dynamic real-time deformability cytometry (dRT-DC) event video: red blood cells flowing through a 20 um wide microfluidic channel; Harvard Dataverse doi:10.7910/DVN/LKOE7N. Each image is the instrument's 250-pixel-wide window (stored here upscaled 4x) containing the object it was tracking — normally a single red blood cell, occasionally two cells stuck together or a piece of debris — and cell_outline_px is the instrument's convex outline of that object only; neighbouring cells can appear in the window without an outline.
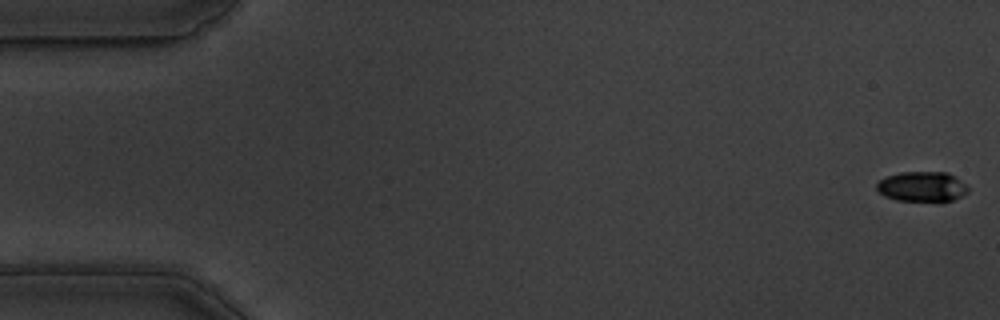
{"species": "common noctule bat (a hibernating species)", "species_latin": "Nyctalus noctula", "temperature_condition": "warm", "stored_images_in_passage": 57, "camera_frame_rate_fps": 3000, "um_per_image_px": 0.085, "animal": {"sex": "male", "body_mass_g": 19.5, "forearm_length_mm": 54.6}, "frame": {"image": 1, "passage_image": 1, "time_ms": 0.0, "image_size_px": [1000, 320], "cell_outline_px": [[968, 192], [952, 200], [940, 204], [896, 200], [884, 196], [876, 188], [876, 184], [880, 180], [888, 176], [900, 172], [948, 172], [956, 176], [968, 188]], "centroid_in_image_um": [78.39, 15.9], "position_along_channel_um": 6.6, "area_um2": 16.53}}
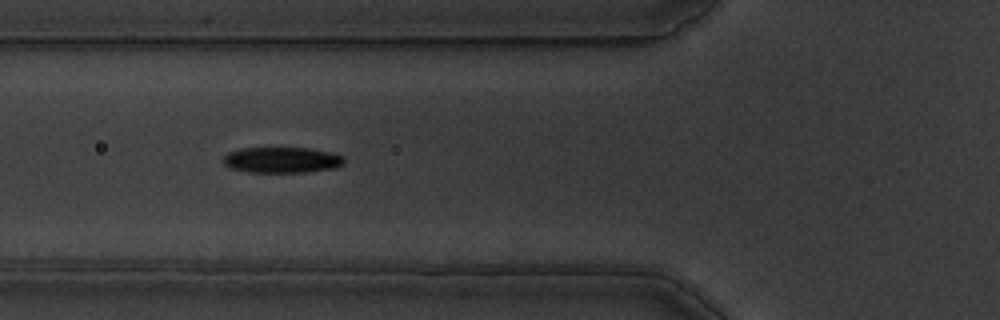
{"frame": {"image": 2, "passage_image": 21, "time_ms": 6.667, "image_size_px": [1000, 320], "cell_outline_px": [[344, 164], [336, 168], [304, 172], [248, 172], [228, 168], [224, 164], [224, 156], [228, 152], [240, 148], [308, 148], [332, 152], [344, 156]], "centroid_in_image_um": [23.97, 13.6], "position_along_channel_um": 101.8, "area_um2": 18.32}}
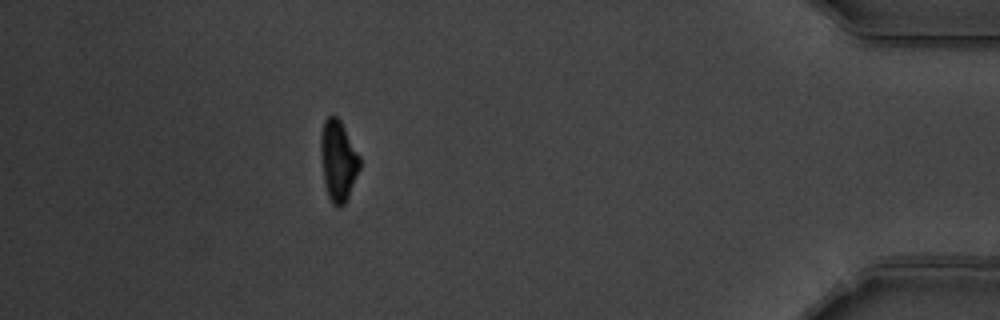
{"frame": {"image": 3, "passage_image": 51, "time_ms": 16.667, "image_size_px": [1000, 320], "cell_outline_px": [[360, 168], [348, 196], [344, 204], [340, 208], [332, 204], [328, 196], [324, 184], [320, 156], [320, 136], [324, 120], [328, 116], [336, 116], [340, 120], [360, 156]], "centroid_in_image_um": [28.72, 13.66], "position_along_channel_um": 406.5, "area_um2": 18.44}, "authors_computed_cell_mechanics": {"area_um2": 18.3226, "velocity_mm_per_s": 3.5683, "shape_relaxation_time_tau1_ms": 3.2832, "shape_relaxation_time_tau2_ms": 1.9459, "deformation_change_tau1": 0.1417, "deformation_change_tau2": 0.0832}}